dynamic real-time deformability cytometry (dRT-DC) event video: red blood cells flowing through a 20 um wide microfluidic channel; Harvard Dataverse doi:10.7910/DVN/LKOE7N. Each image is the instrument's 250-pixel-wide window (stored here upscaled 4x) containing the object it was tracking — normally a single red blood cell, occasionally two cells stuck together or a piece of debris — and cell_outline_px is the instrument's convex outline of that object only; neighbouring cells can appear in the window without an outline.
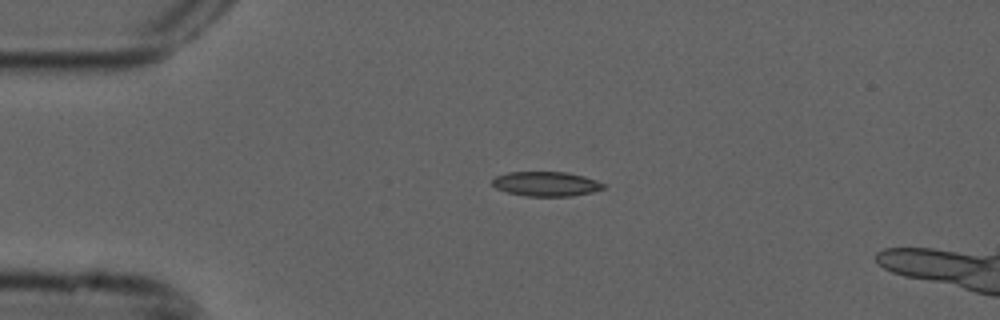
{"species": "common noctule bat (a hibernating species)", "species_latin": "Nyctalus noctula", "temperature_condition": "cold", "stored_images_in_passage": 4, "camera_frame_rate_fps": 3000, "um_per_image_px": 0.085, "animal": {"sex": "male", "forearm_length_mm": 52.5}, "frame": {"image": 1, "passage_image": 4, "time_ms": 1.0, "image_size_px": [1000, 320], "cell_outline_px": [[604, 188], [592, 192], [572, 196], [524, 196], [508, 192], [496, 188], [492, 184], [492, 180], [496, 176], [508, 172], [568, 172], [584, 176], [596, 180], [604, 184]], "centroid_in_image_um": [46.41, 15.63], "position_along_channel_um": 38.6, "area_um2": 15.9}}